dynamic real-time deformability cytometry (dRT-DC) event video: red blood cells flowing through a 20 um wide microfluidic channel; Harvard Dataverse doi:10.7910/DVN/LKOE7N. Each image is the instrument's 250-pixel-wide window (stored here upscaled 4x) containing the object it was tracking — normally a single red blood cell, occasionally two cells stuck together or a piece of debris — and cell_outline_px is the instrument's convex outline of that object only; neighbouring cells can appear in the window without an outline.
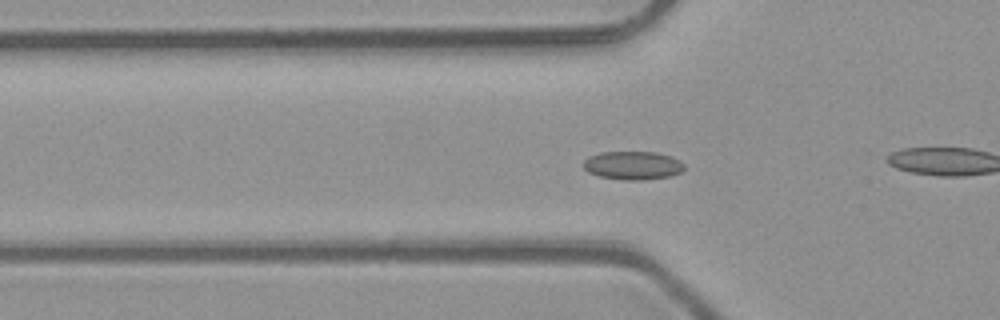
{"species": "common noctule bat (a hibernating species)", "species_latin": "Nyctalus noctula", "temperature_condition": "room temperature", "stored_images_in_passage": 30, "camera_frame_rate_fps": 3000, "um_per_image_px": 0.085, "animal": {"sex": "male", "body_mass_g": 23.1, "forearm_length_mm": 52.7}, "frame": {"image": 1, "passage_image": 18, "time_ms": 5.667, "image_size_px": [1000, 320], "cell_outline_px": [[684, 168], [680, 172], [672, 176], [644, 180], [624, 180], [600, 176], [588, 172], [580, 164], [588, 156], [600, 152], [656, 152], [672, 156], [680, 160], [684, 164]], "centroid_in_image_um": [53.78, 14.05], "position_along_channel_um": 72.0, "area_um2": 16.94}}
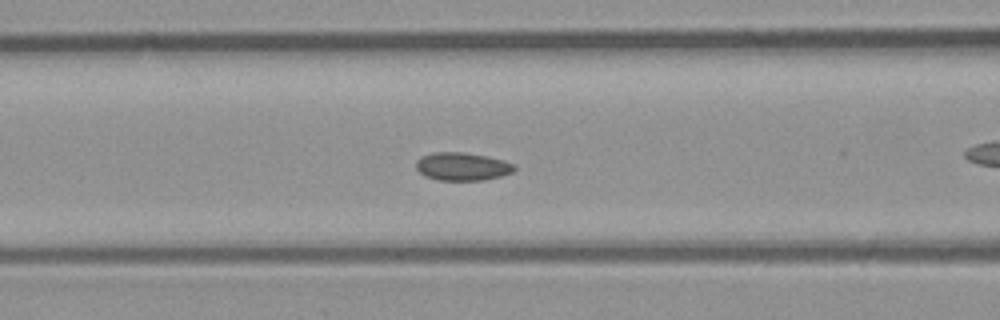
{"frame": {"image": 2, "passage_image": 22, "time_ms": 7.0, "image_size_px": [1000, 320], "cell_outline_px": [[516, 168], [512, 172], [500, 176], [484, 180], [436, 180], [424, 176], [416, 168], [416, 160], [420, 156], [432, 152], [464, 152], [488, 156], [504, 160], [516, 164]], "centroid_in_image_um": [39.28, 14.14], "position_along_channel_um": 127.3, "area_um2": 16.3}}
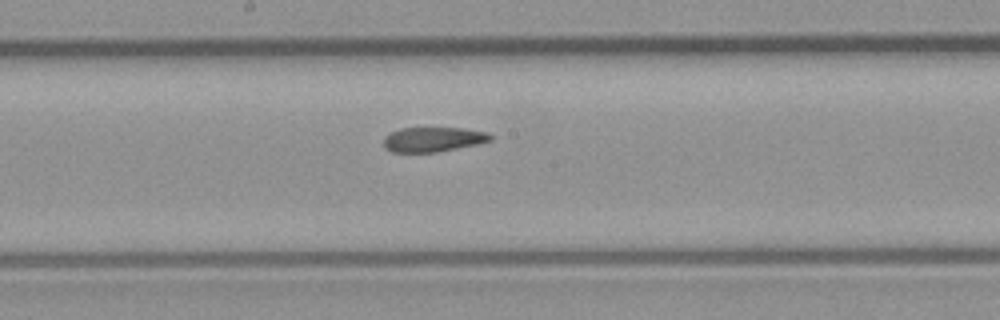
{"frame": {"image": 3, "passage_image": 30, "time_ms": 9.667, "image_size_px": [1000, 320], "cell_outline_px": [[492, 140], [476, 144], [436, 152], [392, 152], [384, 148], [384, 136], [400, 128], [464, 128], [488, 132], [492, 136]], "centroid_in_image_um": [36.8, 11.84], "position_along_channel_um": 211.4, "area_um2": 15.32}}